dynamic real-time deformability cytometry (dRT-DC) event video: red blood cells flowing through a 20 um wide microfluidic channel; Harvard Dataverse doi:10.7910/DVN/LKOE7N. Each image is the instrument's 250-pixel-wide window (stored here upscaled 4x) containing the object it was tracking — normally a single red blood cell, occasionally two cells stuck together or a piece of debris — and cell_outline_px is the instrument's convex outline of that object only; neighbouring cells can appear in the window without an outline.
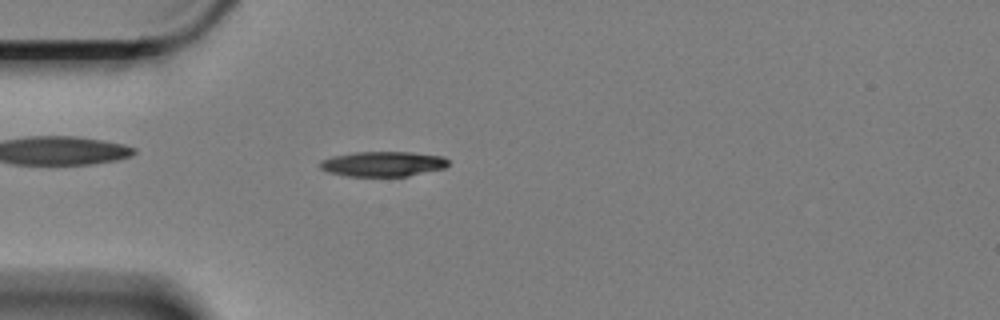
{"species": "Egyptian fruit bat (a non-hibernating species)", "species_latin": "Rousettus aegyptiacus", "temperature_condition": "cold", "stored_images_in_passage": 53, "camera_frame_rate_fps": 3000, "um_per_image_px": 0.085, "animal": {"sex": "female"}, "frame": {"image": 1, "passage_image": 9, "time_ms": 2.667, "image_size_px": [1000, 320], "cell_outline_px": [[448, 164], [444, 168], [408, 176], [344, 176], [328, 172], [320, 168], [320, 160], [332, 156], [352, 152], [412, 152], [444, 156], [448, 160]], "centroid_in_image_um": [32.53, 13.93], "position_along_channel_um": 52.5, "area_um2": 18.84}}
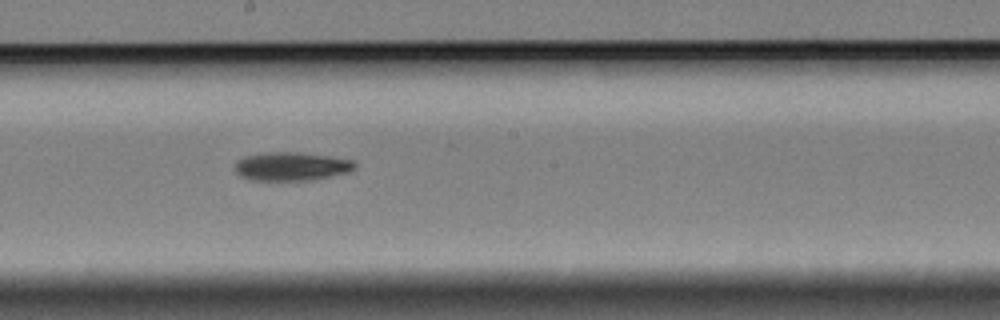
{"frame": {"image": 2, "passage_image": 25, "time_ms": 8.0, "image_size_px": [1000, 320], "cell_outline_px": [[356, 168], [348, 172], [312, 180], [252, 180], [240, 176], [236, 172], [236, 160], [244, 156], [268, 152], [296, 152], [332, 156], [356, 160]], "centroid_in_image_um": [24.8, 14.13], "position_along_channel_um": 223.4, "area_um2": 20.06}}
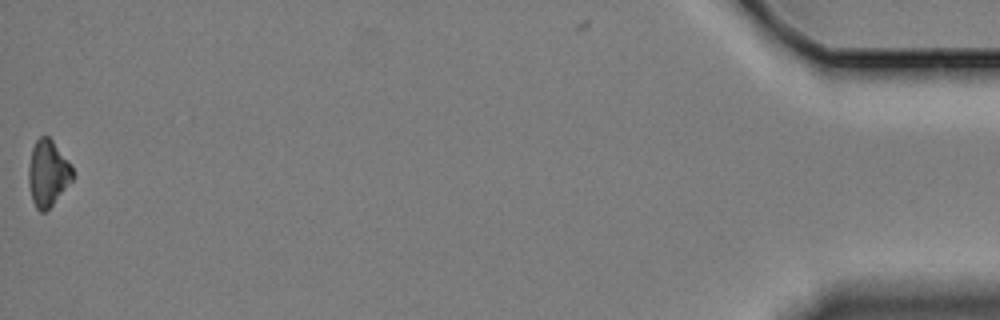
{"frame": {"image": 3, "passage_image": 52, "time_ms": 17.0, "image_size_px": [1000, 320], "cell_outline_px": [[76, 176], [52, 204], [44, 212], [40, 212], [36, 208], [32, 200], [28, 184], [28, 168], [32, 148], [36, 140], [40, 136], [48, 136], [52, 140], [72, 164]], "centroid_in_image_um": [4.08, 14.71], "position_along_channel_um": 431.1, "area_um2": 17.17}, "authors_computed_cell_mechanics": {"area_um2": 18.9584, "velocity_mm_per_s": 3.3538, "shape_relaxation_time_tau1_ms": 4.0662, "shape_relaxation_time_tau2_ms": null, "deformation_change_tau1": 0.1088, "deformation_change_tau2": null}}